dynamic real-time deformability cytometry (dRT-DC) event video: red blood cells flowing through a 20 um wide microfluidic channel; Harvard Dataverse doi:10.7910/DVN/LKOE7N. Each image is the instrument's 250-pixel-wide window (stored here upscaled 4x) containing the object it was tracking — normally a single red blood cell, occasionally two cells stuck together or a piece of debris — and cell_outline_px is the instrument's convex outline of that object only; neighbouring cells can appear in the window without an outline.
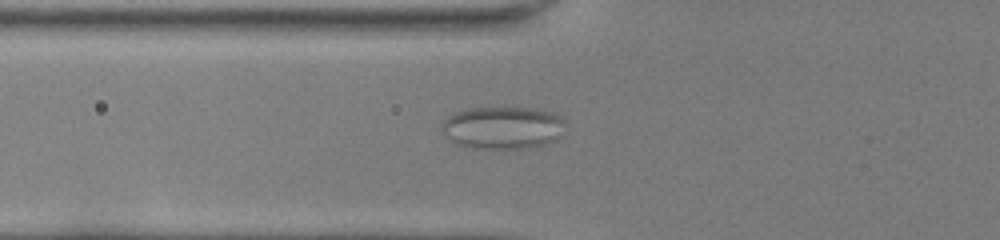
{"species": "common noctule bat (a hibernating species)", "species_latin": "Nyctalus noctula", "temperature_condition": "room temperature", "stored_images_in_passage": 55, "camera_frame_rate_fps": 3000, "um_per_image_px": 0.085, "animal": {"sex": "female", "body_mass_g": 22.0, "forearm_length_mm": 56.7}, "frame": {"image": 1, "passage_image": 23, "time_ms": 7.333, "image_size_px": [1000, 240], "cell_outline_px": [[564, 124], [560, 136], [556, 140], [548, 144], [528, 148], [472, 148], [456, 144], [444, 132], [444, 120], [448, 116], [456, 112], [468, 108], [532, 108], [552, 112], [564, 120]], "centroid_in_image_um": [42.77, 10.86], "position_along_channel_um": 83.0, "area_um2": 30.35}}
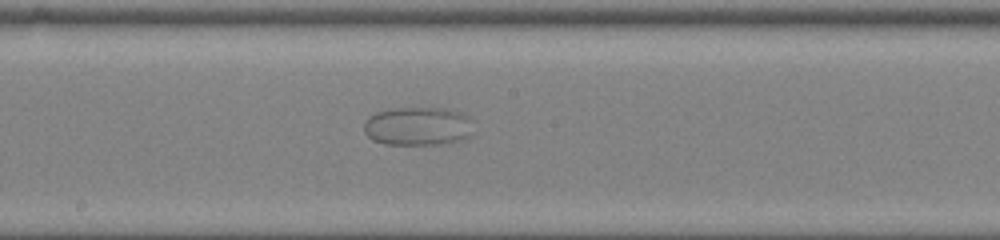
{"frame": {"image": 2, "passage_image": 33, "time_ms": 10.667, "image_size_px": [1000, 240], "cell_outline_px": [[472, 136], [460, 140], [444, 144], [384, 144], [372, 140], [364, 132], [364, 120], [368, 116], [376, 112], [396, 108], [444, 108], [464, 112], [468, 116]], "centroid_in_image_um": [35.5, 10.73], "position_along_channel_um": 212.7, "area_um2": 24.8}}